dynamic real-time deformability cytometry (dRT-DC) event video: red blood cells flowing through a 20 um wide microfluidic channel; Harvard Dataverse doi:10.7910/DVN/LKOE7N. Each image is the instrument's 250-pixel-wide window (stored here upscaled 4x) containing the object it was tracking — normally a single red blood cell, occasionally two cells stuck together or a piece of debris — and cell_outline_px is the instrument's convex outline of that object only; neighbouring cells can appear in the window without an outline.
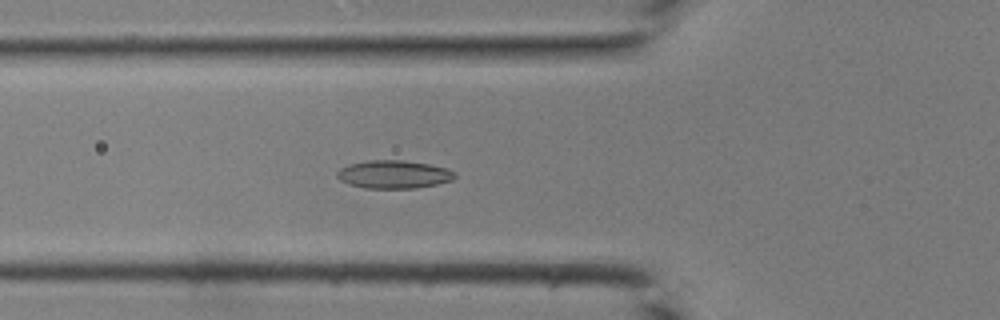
{"species": "common noctule bat (a hibernating species)", "species_latin": "Nyctalus noctula", "temperature_condition": "room temperature", "stored_images_in_passage": 35, "camera_frame_rate_fps": 3000, "um_per_image_px": 0.085, "animal": {"sex": "male", "body_mass_g": 19.0, "forearm_length_mm": 50.8}, "frame": {"image": 1, "passage_image": 8, "time_ms": 2.333, "image_size_px": [1000, 320], "cell_outline_px": [[456, 176], [452, 180], [436, 184], [416, 188], [364, 188], [348, 184], [340, 180], [336, 176], [336, 172], [340, 168], [348, 164], [368, 160], [404, 160], [428, 164], [444, 168], [456, 172]], "centroid_in_image_um": [33.43, 14.82], "position_along_channel_um": 92.4, "area_um2": 19.31}}
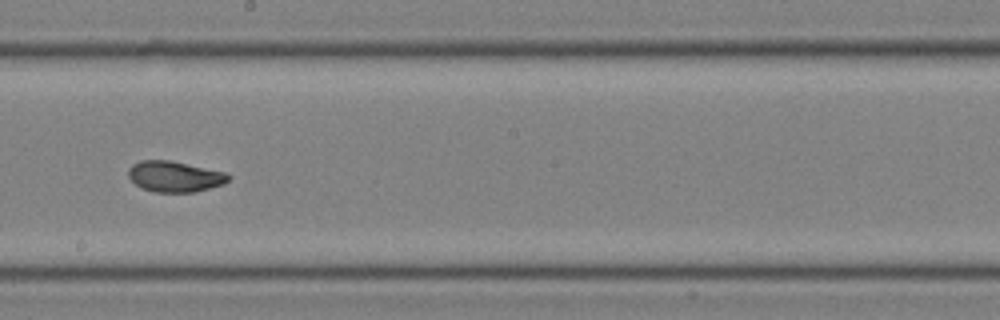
{"frame": {"image": 2, "passage_image": 17, "time_ms": 5.333, "image_size_px": [1000, 320], "cell_outline_px": [[232, 176], [224, 184], [196, 192], [156, 192], [140, 188], [128, 176], [128, 168], [132, 164], [140, 160], [172, 160], [224, 172]], "centroid_in_image_um": [14.84, 15.0], "position_along_channel_um": 233.4, "area_um2": 18.09}}
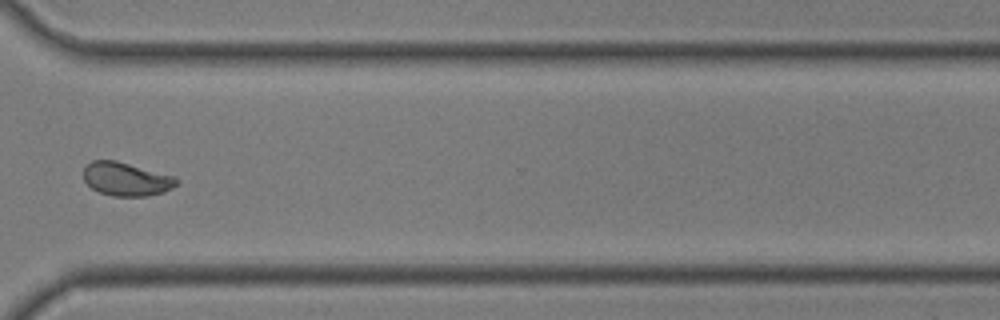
{"frame": {"image": 3, "passage_image": 25, "time_ms": 8.0, "image_size_px": [1000, 320], "cell_outline_px": [[180, 184], [164, 192], [148, 196], [112, 196], [100, 192], [92, 188], [84, 180], [84, 168], [92, 160], [116, 160], [176, 176], [180, 180]], "centroid_in_image_um": [10.79, 15.22], "position_along_channel_um": 359.8, "area_um2": 18.38}}